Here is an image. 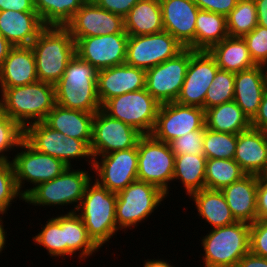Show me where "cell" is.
I'll return each instance as SVG.
<instances>
[{"label":"cell","instance_id":"obj_25","mask_svg":"<svg viewBox=\"0 0 267 267\" xmlns=\"http://www.w3.org/2000/svg\"><path fill=\"white\" fill-rule=\"evenodd\" d=\"M267 157V131L249 128L237 134L234 160L246 174L259 175Z\"/></svg>","mask_w":267,"mask_h":267},{"label":"cell","instance_id":"obj_35","mask_svg":"<svg viewBox=\"0 0 267 267\" xmlns=\"http://www.w3.org/2000/svg\"><path fill=\"white\" fill-rule=\"evenodd\" d=\"M87 0H34L45 26H65Z\"/></svg>","mask_w":267,"mask_h":267},{"label":"cell","instance_id":"obj_52","mask_svg":"<svg viewBox=\"0 0 267 267\" xmlns=\"http://www.w3.org/2000/svg\"><path fill=\"white\" fill-rule=\"evenodd\" d=\"M236 267H267V258L248 252L239 260Z\"/></svg>","mask_w":267,"mask_h":267},{"label":"cell","instance_id":"obj_10","mask_svg":"<svg viewBox=\"0 0 267 267\" xmlns=\"http://www.w3.org/2000/svg\"><path fill=\"white\" fill-rule=\"evenodd\" d=\"M18 151L11 159L19 192L25 197L37 185L58 177L68 166L53 156L43 154L31 147L24 139L19 144ZM33 185L25 187V183Z\"/></svg>","mask_w":267,"mask_h":267},{"label":"cell","instance_id":"obj_34","mask_svg":"<svg viewBox=\"0 0 267 267\" xmlns=\"http://www.w3.org/2000/svg\"><path fill=\"white\" fill-rule=\"evenodd\" d=\"M228 35L226 16L199 10L195 26V51H209Z\"/></svg>","mask_w":267,"mask_h":267},{"label":"cell","instance_id":"obj_5","mask_svg":"<svg viewBox=\"0 0 267 267\" xmlns=\"http://www.w3.org/2000/svg\"><path fill=\"white\" fill-rule=\"evenodd\" d=\"M204 267H236L250 252V224L235 222L208 230L201 238Z\"/></svg>","mask_w":267,"mask_h":267},{"label":"cell","instance_id":"obj_49","mask_svg":"<svg viewBox=\"0 0 267 267\" xmlns=\"http://www.w3.org/2000/svg\"><path fill=\"white\" fill-rule=\"evenodd\" d=\"M257 220H267V177H258Z\"/></svg>","mask_w":267,"mask_h":267},{"label":"cell","instance_id":"obj_51","mask_svg":"<svg viewBox=\"0 0 267 267\" xmlns=\"http://www.w3.org/2000/svg\"><path fill=\"white\" fill-rule=\"evenodd\" d=\"M252 128L267 131V91L264 94L259 110L251 120Z\"/></svg>","mask_w":267,"mask_h":267},{"label":"cell","instance_id":"obj_4","mask_svg":"<svg viewBox=\"0 0 267 267\" xmlns=\"http://www.w3.org/2000/svg\"><path fill=\"white\" fill-rule=\"evenodd\" d=\"M117 193L110 192L95 180L86 186L82 201L76 210L92 240L102 248L117 235L116 223Z\"/></svg>","mask_w":267,"mask_h":267},{"label":"cell","instance_id":"obj_33","mask_svg":"<svg viewBox=\"0 0 267 267\" xmlns=\"http://www.w3.org/2000/svg\"><path fill=\"white\" fill-rule=\"evenodd\" d=\"M206 161L207 158L204 155H175L172 182L179 180L187 196L205 189Z\"/></svg>","mask_w":267,"mask_h":267},{"label":"cell","instance_id":"obj_21","mask_svg":"<svg viewBox=\"0 0 267 267\" xmlns=\"http://www.w3.org/2000/svg\"><path fill=\"white\" fill-rule=\"evenodd\" d=\"M266 91V66L256 65L251 69L235 73L234 101L250 120L257 114Z\"/></svg>","mask_w":267,"mask_h":267},{"label":"cell","instance_id":"obj_55","mask_svg":"<svg viewBox=\"0 0 267 267\" xmlns=\"http://www.w3.org/2000/svg\"><path fill=\"white\" fill-rule=\"evenodd\" d=\"M143 267H175L171 263L167 262V260L163 259H147L143 262Z\"/></svg>","mask_w":267,"mask_h":267},{"label":"cell","instance_id":"obj_8","mask_svg":"<svg viewBox=\"0 0 267 267\" xmlns=\"http://www.w3.org/2000/svg\"><path fill=\"white\" fill-rule=\"evenodd\" d=\"M160 105L144 88L109 99L102 110L110 117L132 126L142 135H149L154 129Z\"/></svg>","mask_w":267,"mask_h":267},{"label":"cell","instance_id":"obj_18","mask_svg":"<svg viewBox=\"0 0 267 267\" xmlns=\"http://www.w3.org/2000/svg\"><path fill=\"white\" fill-rule=\"evenodd\" d=\"M127 33L80 38L76 42V54L98 71L125 64Z\"/></svg>","mask_w":267,"mask_h":267},{"label":"cell","instance_id":"obj_57","mask_svg":"<svg viewBox=\"0 0 267 267\" xmlns=\"http://www.w3.org/2000/svg\"><path fill=\"white\" fill-rule=\"evenodd\" d=\"M258 177H267V157H266L265 167L263 171L258 175Z\"/></svg>","mask_w":267,"mask_h":267},{"label":"cell","instance_id":"obj_38","mask_svg":"<svg viewBox=\"0 0 267 267\" xmlns=\"http://www.w3.org/2000/svg\"><path fill=\"white\" fill-rule=\"evenodd\" d=\"M42 231L32 237L34 244L43 246L51 257H67V243H65L64 229L60 225V215L48 219L42 225Z\"/></svg>","mask_w":267,"mask_h":267},{"label":"cell","instance_id":"obj_42","mask_svg":"<svg viewBox=\"0 0 267 267\" xmlns=\"http://www.w3.org/2000/svg\"><path fill=\"white\" fill-rule=\"evenodd\" d=\"M24 201L23 195L19 192L14 169L9 161H0V213L8 214L12 202L18 199Z\"/></svg>","mask_w":267,"mask_h":267},{"label":"cell","instance_id":"obj_40","mask_svg":"<svg viewBox=\"0 0 267 267\" xmlns=\"http://www.w3.org/2000/svg\"><path fill=\"white\" fill-rule=\"evenodd\" d=\"M235 73L219 69L209 86L204 110L234 100Z\"/></svg>","mask_w":267,"mask_h":267},{"label":"cell","instance_id":"obj_3","mask_svg":"<svg viewBox=\"0 0 267 267\" xmlns=\"http://www.w3.org/2000/svg\"><path fill=\"white\" fill-rule=\"evenodd\" d=\"M39 81L56 84L76 55V42L65 26H45L30 45Z\"/></svg>","mask_w":267,"mask_h":267},{"label":"cell","instance_id":"obj_7","mask_svg":"<svg viewBox=\"0 0 267 267\" xmlns=\"http://www.w3.org/2000/svg\"><path fill=\"white\" fill-rule=\"evenodd\" d=\"M166 197V193L151 183L132 182L117 193L115 214L118 229L125 232L145 222Z\"/></svg>","mask_w":267,"mask_h":267},{"label":"cell","instance_id":"obj_19","mask_svg":"<svg viewBox=\"0 0 267 267\" xmlns=\"http://www.w3.org/2000/svg\"><path fill=\"white\" fill-rule=\"evenodd\" d=\"M164 31L185 48L195 51V26L199 7L193 0H159Z\"/></svg>","mask_w":267,"mask_h":267},{"label":"cell","instance_id":"obj_1","mask_svg":"<svg viewBox=\"0 0 267 267\" xmlns=\"http://www.w3.org/2000/svg\"><path fill=\"white\" fill-rule=\"evenodd\" d=\"M0 97V108L23 129L43 122L56 104L54 84L39 80L24 86L0 88Z\"/></svg>","mask_w":267,"mask_h":267},{"label":"cell","instance_id":"obj_50","mask_svg":"<svg viewBox=\"0 0 267 267\" xmlns=\"http://www.w3.org/2000/svg\"><path fill=\"white\" fill-rule=\"evenodd\" d=\"M36 12L34 0H0V11Z\"/></svg>","mask_w":267,"mask_h":267},{"label":"cell","instance_id":"obj_32","mask_svg":"<svg viewBox=\"0 0 267 267\" xmlns=\"http://www.w3.org/2000/svg\"><path fill=\"white\" fill-rule=\"evenodd\" d=\"M24 140L38 152L53 156L66 165V136L61 132L44 122H35L24 128Z\"/></svg>","mask_w":267,"mask_h":267},{"label":"cell","instance_id":"obj_44","mask_svg":"<svg viewBox=\"0 0 267 267\" xmlns=\"http://www.w3.org/2000/svg\"><path fill=\"white\" fill-rule=\"evenodd\" d=\"M205 126L197 131H191L186 135L175 138L169 144L175 155L192 154L204 155L203 138Z\"/></svg>","mask_w":267,"mask_h":267},{"label":"cell","instance_id":"obj_29","mask_svg":"<svg viewBox=\"0 0 267 267\" xmlns=\"http://www.w3.org/2000/svg\"><path fill=\"white\" fill-rule=\"evenodd\" d=\"M209 53L215 58L221 70L236 73L256 66L243 37L227 36L214 45Z\"/></svg>","mask_w":267,"mask_h":267},{"label":"cell","instance_id":"obj_13","mask_svg":"<svg viewBox=\"0 0 267 267\" xmlns=\"http://www.w3.org/2000/svg\"><path fill=\"white\" fill-rule=\"evenodd\" d=\"M184 48L166 31L128 36L125 64L147 70L175 57Z\"/></svg>","mask_w":267,"mask_h":267},{"label":"cell","instance_id":"obj_15","mask_svg":"<svg viewBox=\"0 0 267 267\" xmlns=\"http://www.w3.org/2000/svg\"><path fill=\"white\" fill-rule=\"evenodd\" d=\"M205 126V110L196 106L175 102L160 105L151 135L162 142L170 143L175 138L197 131Z\"/></svg>","mask_w":267,"mask_h":267},{"label":"cell","instance_id":"obj_26","mask_svg":"<svg viewBox=\"0 0 267 267\" xmlns=\"http://www.w3.org/2000/svg\"><path fill=\"white\" fill-rule=\"evenodd\" d=\"M94 115V113L68 109L55 104L43 122L51 129L65 136L83 140L90 146Z\"/></svg>","mask_w":267,"mask_h":267},{"label":"cell","instance_id":"obj_48","mask_svg":"<svg viewBox=\"0 0 267 267\" xmlns=\"http://www.w3.org/2000/svg\"><path fill=\"white\" fill-rule=\"evenodd\" d=\"M99 7L122 16L123 18L130 12V9L139 0H93Z\"/></svg>","mask_w":267,"mask_h":267},{"label":"cell","instance_id":"obj_46","mask_svg":"<svg viewBox=\"0 0 267 267\" xmlns=\"http://www.w3.org/2000/svg\"><path fill=\"white\" fill-rule=\"evenodd\" d=\"M81 158L85 161H88L87 165L90 164V167L92 169L93 156L90 150V146L83 140L66 136V165L68 167H72L73 159H78L79 161Z\"/></svg>","mask_w":267,"mask_h":267},{"label":"cell","instance_id":"obj_28","mask_svg":"<svg viewBox=\"0 0 267 267\" xmlns=\"http://www.w3.org/2000/svg\"><path fill=\"white\" fill-rule=\"evenodd\" d=\"M189 197L195 203L197 216L205 220V223H209L212 229L237 222L220 190L205 188L192 193Z\"/></svg>","mask_w":267,"mask_h":267},{"label":"cell","instance_id":"obj_36","mask_svg":"<svg viewBox=\"0 0 267 267\" xmlns=\"http://www.w3.org/2000/svg\"><path fill=\"white\" fill-rule=\"evenodd\" d=\"M246 175V172L234 159H207L205 188L221 190Z\"/></svg>","mask_w":267,"mask_h":267},{"label":"cell","instance_id":"obj_41","mask_svg":"<svg viewBox=\"0 0 267 267\" xmlns=\"http://www.w3.org/2000/svg\"><path fill=\"white\" fill-rule=\"evenodd\" d=\"M23 139L24 129L0 108V161L11 162L10 151L19 149Z\"/></svg>","mask_w":267,"mask_h":267},{"label":"cell","instance_id":"obj_6","mask_svg":"<svg viewBox=\"0 0 267 267\" xmlns=\"http://www.w3.org/2000/svg\"><path fill=\"white\" fill-rule=\"evenodd\" d=\"M73 167H67L58 177L41 183L34 187L25 197L28 205L39 206H67L74 204L69 212H76L78 209L86 186L93 180L89 171ZM91 175V176H90Z\"/></svg>","mask_w":267,"mask_h":267},{"label":"cell","instance_id":"obj_23","mask_svg":"<svg viewBox=\"0 0 267 267\" xmlns=\"http://www.w3.org/2000/svg\"><path fill=\"white\" fill-rule=\"evenodd\" d=\"M38 81L31 46L13 47L0 65V88H13Z\"/></svg>","mask_w":267,"mask_h":267},{"label":"cell","instance_id":"obj_2","mask_svg":"<svg viewBox=\"0 0 267 267\" xmlns=\"http://www.w3.org/2000/svg\"><path fill=\"white\" fill-rule=\"evenodd\" d=\"M98 70L77 54L55 86V102L68 109L96 113L102 109L97 96Z\"/></svg>","mask_w":267,"mask_h":267},{"label":"cell","instance_id":"obj_14","mask_svg":"<svg viewBox=\"0 0 267 267\" xmlns=\"http://www.w3.org/2000/svg\"><path fill=\"white\" fill-rule=\"evenodd\" d=\"M141 136L132 126L110 117L100 109L95 113L92 123V156H103L135 147Z\"/></svg>","mask_w":267,"mask_h":267},{"label":"cell","instance_id":"obj_56","mask_svg":"<svg viewBox=\"0 0 267 267\" xmlns=\"http://www.w3.org/2000/svg\"><path fill=\"white\" fill-rule=\"evenodd\" d=\"M2 218H0V254L4 250V247L6 246V241H7V235L6 230L4 229V224H3Z\"/></svg>","mask_w":267,"mask_h":267},{"label":"cell","instance_id":"obj_43","mask_svg":"<svg viewBox=\"0 0 267 267\" xmlns=\"http://www.w3.org/2000/svg\"><path fill=\"white\" fill-rule=\"evenodd\" d=\"M243 39L254 63L267 67V28L257 25Z\"/></svg>","mask_w":267,"mask_h":267},{"label":"cell","instance_id":"obj_22","mask_svg":"<svg viewBox=\"0 0 267 267\" xmlns=\"http://www.w3.org/2000/svg\"><path fill=\"white\" fill-rule=\"evenodd\" d=\"M258 175L247 174L220 191L236 221L252 224L257 220Z\"/></svg>","mask_w":267,"mask_h":267},{"label":"cell","instance_id":"obj_24","mask_svg":"<svg viewBox=\"0 0 267 267\" xmlns=\"http://www.w3.org/2000/svg\"><path fill=\"white\" fill-rule=\"evenodd\" d=\"M45 27L37 12L0 11V34L13 46H30Z\"/></svg>","mask_w":267,"mask_h":267},{"label":"cell","instance_id":"obj_16","mask_svg":"<svg viewBox=\"0 0 267 267\" xmlns=\"http://www.w3.org/2000/svg\"><path fill=\"white\" fill-rule=\"evenodd\" d=\"M219 69L209 51L191 49L190 63L176 102L204 109L206 92Z\"/></svg>","mask_w":267,"mask_h":267},{"label":"cell","instance_id":"obj_12","mask_svg":"<svg viewBox=\"0 0 267 267\" xmlns=\"http://www.w3.org/2000/svg\"><path fill=\"white\" fill-rule=\"evenodd\" d=\"M90 170L95 172L93 180L100 186L118 193L137 180L138 143L127 150L93 157V167Z\"/></svg>","mask_w":267,"mask_h":267},{"label":"cell","instance_id":"obj_39","mask_svg":"<svg viewBox=\"0 0 267 267\" xmlns=\"http://www.w3.org/2000/svg\"><path fill=\"white\" fill-rule=\"evenodd\" d=\"M237 134L205 128L203 152L207 159H234Z\"/></svg>","mask_w":267,"mask_h":267},{"label":"cell","instance_id":"obj_53","mask_svg":"<svg viewBox=\"0 0 267 267\" xmlns=\"http://www.w3.org/2000/svg\"><path fill=\"white\" fill-rule=\"evenodd\" d=\"M257 9V23L267 28V0H255Z\"/></svg>","mask_w":267,"mask_h":267},{"label":"cell","instance_id":"obj_45","mask_svg":"<svg viewBox=\"0 0 267 267\" xmlns=\"http://www.w3.org/2000/svg\"><path fill=\"white\" fill-rule=\"evenodd\" d=\"M250 252L267 258V220L250 224Z\"/></svg>","mask_w":267,"mask_h":267},{"label":"cell","instance_id":"obj_47","mask_svg":"<svg viewBox=\"0 0 267 267\" xmlns=\"http://www.w3.org/2000/svg\"><path fill=\"white\" fill-rule=\"evenodd\" d=\"M200 10L227 16L237 5L238 0H193Z\"/></svg>","mask_w":267,"mask_h":267},{"label":"cell","instance_id":"obj_20","mask_svg":"<svg viewBox=\"0 0 267 267\" xmlns=\"http://www.w3.org/2000/svg\"><path fill=\"white\" fill-rule=\"evenodd\" d=\"M146 70L127 64L98 71L97 96L103 106L109 99L145 88Z\"/></svg>","mask_w":267,"mask_h":267},{"label":"cell","instance_id":"obj_37","mask_svg":"<svg viewBox=\"0 0 267 267\" xmlns=\"http://www.w3.org/2000/svg\"><path fill=\"white\" fill-rule=\"evenodd\" d=\"M228 35L243 37L257 25L255 0H238L235 8L226 16Z\"/></svg>","mask_w":267,"mask_h":267},{"label":"cell","instance_id":"obj_11","mask_svg":"<svg viewBox=\"0 0 267 267\" xmlns=\"http://www.w3.org/2000/svg\"><path fill=\"white\" fill-rule=\"evenodd\" d=\"M191 48L146 70L145 88L160 103L178 98L190 63Z\"/></svg>","mask_w":267,"mask_h":267},{"label":"cell","instance_id":"obj_54","mask_svg":"<svg viewBox=\"0 0 267 267\" xmlns=\"http://www.w3.org/2000/svg\"><path fill=\"white\" fill-rule=\"evenodd\" d=\"M12 48L13 46L0 34V65L9 55Z\"/></svg>","mask_w":267,"mask_h":267},{"label":"cell","instance_id":"obj_9","mask_svg":"<svg viewBox=\"0 0 267 267\" xmlns=\"http://www.w3.org/2000/svg\"><path fill=\"white\" fill-rule=\"evenodd\" d=\"M174 163L175 154L169 143L159 141L151 134L140 137L137 180L159 187L168 197L174 174Z\"/></svg>","mask_w":267,"mask_h":267},{"label":"cell","instance_id":"obj_30","mask_svg":"<svg viewBox=\"0 0 267 267\" xmlns=\"http://www.w3.org/2000/svg\"><path fill=\"white\" fill-rule=\"evenodd\" d=\"M60 225L64 229L65 243H67V257L75 256L85 261V258L98 252L100 247L89 236L81 217L76 212H60Z\"/></svg>","mask_w":267,"mask_h":267},{"label":"cell","instance_id":"obj_31","mask_svg":"<svg viewBox=\"0 0 267 267\" xmlns=\"http://www.w3.org/2000/svg\"><path fill=\"white\" fill-rule=\"evenodd\" d=\"M205 127L217 132L239 134L251 128V120L232 100L205 110Z\"/></svg>","mask_w":267,"mask_h":267},{"label":"cell","instance_id":"obj_27","mask_svg":"<svg viewBox=\"0 0 267 267\" xmlns=\"http://www.w3.org/2000/svg\"><path fill=\"white\" fill-rule=\"evenodd\" d=\"M124 29L129 36H141L164 31L159 0H139L124 17Z\"/></svg>","mask_w":267,"mask_h":267},{"label":"cell","instance_id":"obj_17","mask_svg":"<svg viewBox=\"0 0 267 267\" xmlns=\"http://www.w3.org/2000/svg\"><path fill=\"white\" fill-rule=\"evenodd\" d=\"M75 42L80 38L126 33L124 18L87 0L65 25Z\"/></svg>","mask_w":267,"mask_h":267}]
</instances>
